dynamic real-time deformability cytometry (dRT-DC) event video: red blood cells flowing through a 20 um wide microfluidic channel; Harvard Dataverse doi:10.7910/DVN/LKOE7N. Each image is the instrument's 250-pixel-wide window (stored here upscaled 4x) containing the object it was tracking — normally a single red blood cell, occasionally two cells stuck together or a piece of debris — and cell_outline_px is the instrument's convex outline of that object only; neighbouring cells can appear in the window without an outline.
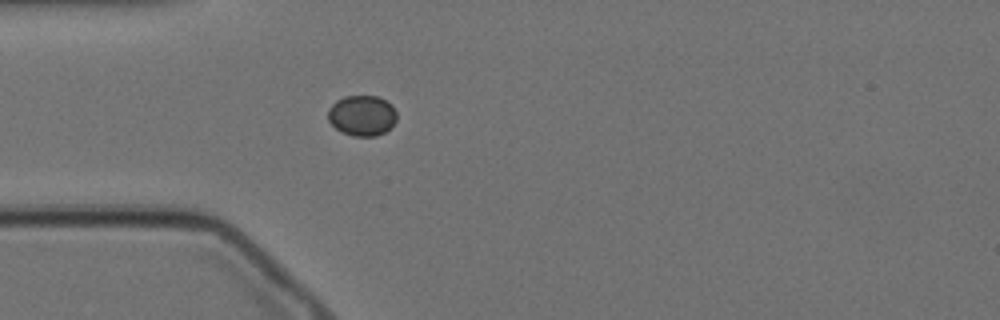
{"species": "Egyptian fruit bat (a non-hibernating species)", "species_latin": "Rousettus aegyptiacus", "temperature_condition": "cold", "stored_images_in_passage": 5, "camera_frame_rate_fps": 3000, "um_per_image_px": 0.085, "animal": {"sex": "female"}, "frame": {"image": 1, "passage_image": 1, "time_ms": 0.0, "image_size_px": [1000, 320], "cell_outline_px": [[396, 120], [384, 132], [376, 136], [352, 136], [340, 132], [328, 120], [328, 108], [336, 100], [344, 96], [376, 96], [392, 104], [396, 112]], "centroid_in_image_um": [30.74, 9.82], "position_along_channel_um": 54.3, "area_um2": 16.24}}
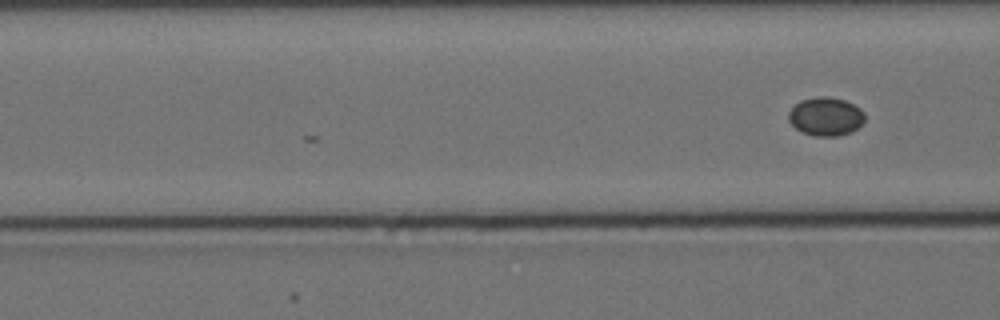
{"frame": {"image": 2, "passage_image": 5, "time_ms": 1.333, "image_size_px": [1000, 320], "cell_outline_px": [[864, 120], [852, 132], [836, 136], [812, 136], [800, 132], [788, 120], [788, 112], [800, 100], [816, 96], [828, 96], [844, 100], [860, 108], [864, 112]], "centroid_in_image_um": [70.16, 9.9], "position_along_channel_um": 96.4, "area_um2": 17.17}}